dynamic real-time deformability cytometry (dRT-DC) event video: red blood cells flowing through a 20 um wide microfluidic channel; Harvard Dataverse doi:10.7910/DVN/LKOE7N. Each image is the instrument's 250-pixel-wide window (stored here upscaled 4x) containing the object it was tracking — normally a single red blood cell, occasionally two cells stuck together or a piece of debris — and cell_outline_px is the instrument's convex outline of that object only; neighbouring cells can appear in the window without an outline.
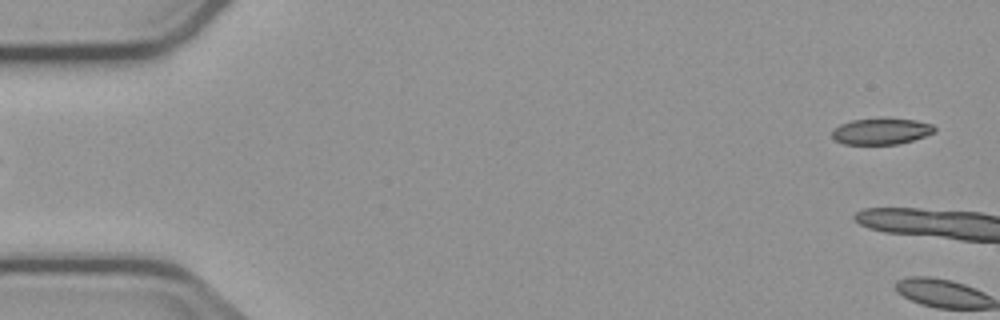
{"species": "common noctule bat (a hibernating species)", "species_latin": "Nyctalus noctula", "temperature_condition": "cold", "stored_images_in_passage": 6, "camera_frame_rate_fps": 3000, "um_per_image_px": 0.085, "animal": {"sex": "male", "body_mass_g": 23.1, "forearm_length_mm": 52.7}, "frame": {"image": 1, "passage_image": 1, "time_ms": 0.0, "image_size_px": [1000, 320], "cell_outline_px": [[936, 132], [912, 140], [896, 144], [844, 144], [836, 140], [832, 136], [832, 128], [840, 124], [852, 120], [884, 116], [916, 120], [932, 124], [936, 128]], "centroid_in_image_um": [74.91, 11.12], "position_along_channel_um": 10.1, "area_um2": 16.13}}